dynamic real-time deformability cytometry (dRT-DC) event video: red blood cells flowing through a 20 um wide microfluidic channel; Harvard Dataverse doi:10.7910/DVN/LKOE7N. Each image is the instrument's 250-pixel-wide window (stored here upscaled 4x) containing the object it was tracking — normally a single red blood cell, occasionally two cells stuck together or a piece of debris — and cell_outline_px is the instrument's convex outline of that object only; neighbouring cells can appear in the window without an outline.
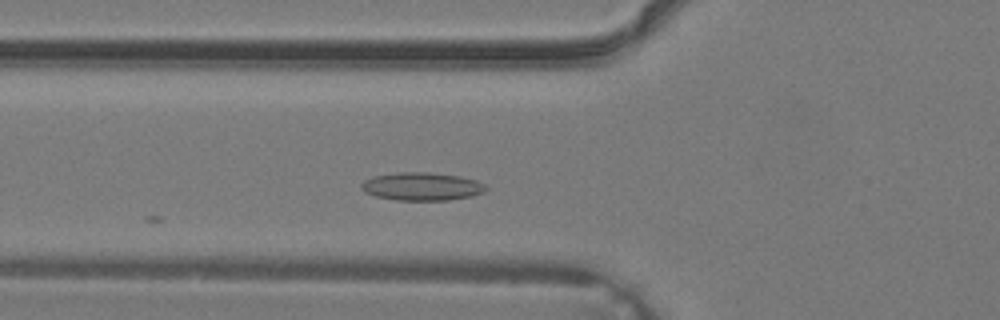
{"species": "common noctule bat (a hibernating species)", "species_latin": "Nyctalus noctula", "temperature_condition": "warm", "stored_images_in_passage": 18, "camera_frame_rate_fps": 3000, "um_per_image_px": 0.085, "animal": {"sex": "male", "body_mass_g": 19.2, "forearm_length_mm": 51.8}, "frame": {"image": 1, "passage_image": 3, "time_ms": 0.667, "image_size_px": [1000, 320], "cell_outline_px": [[488, 188], [484, 192], [472, 196], [448, 200], [396, 200], [376, 196], [364, 192], [360, 188], [360, 184], [364, 180], [372, 176], [400, 172], [428, 172], [460, 176], [476, 180], [484, 184]], "centroid_in_image_um": [35.84, 15.84], "position_along_channel_um": 90.0, "area_um2": 20.46}}
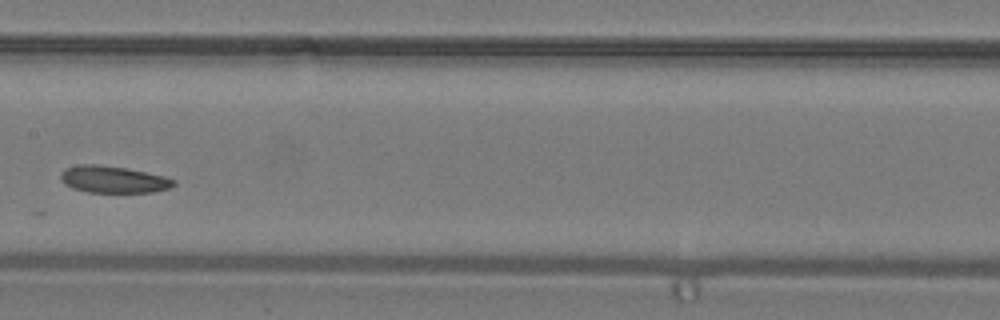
{"frame": {"image": 2, "passage_image": 9, "time_ms": 2.667, "image_size_px": [1000, 320], "cell_outline_px": [[176, 184], [168, 188], [152, 192], [88, 192], [72, 188], [64, 184], [60, 180], [60, 172], [64, 168], [80, 164], [96, 164], [128, 168], [164, 176], [176, 180]], "centroid_in_image_um": [9.59, 15.24], "position_along_channel_um": 197.8, "area_um2": 17.86}}
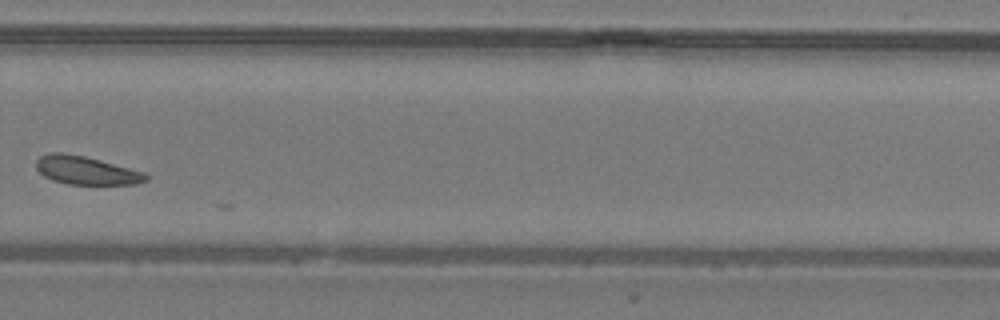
{"frame": {"image": 3, "passage_image": 16, "time_ms": 5.0, "image_size_px": [1000, 320], "cell_outline_px": [[148, 180], [136, 184], [68, 184], [52, 180], [44, 176], [36, 168], [36, 160], [40, 156], [48, 152], [64, 152], [84, 156], [100, 160], [144, 172], [148, 176]], "centroid_in_image_um": [7.29, 14.47], "position_along_channel_um": 322.5, "area_um2": 18.09}}